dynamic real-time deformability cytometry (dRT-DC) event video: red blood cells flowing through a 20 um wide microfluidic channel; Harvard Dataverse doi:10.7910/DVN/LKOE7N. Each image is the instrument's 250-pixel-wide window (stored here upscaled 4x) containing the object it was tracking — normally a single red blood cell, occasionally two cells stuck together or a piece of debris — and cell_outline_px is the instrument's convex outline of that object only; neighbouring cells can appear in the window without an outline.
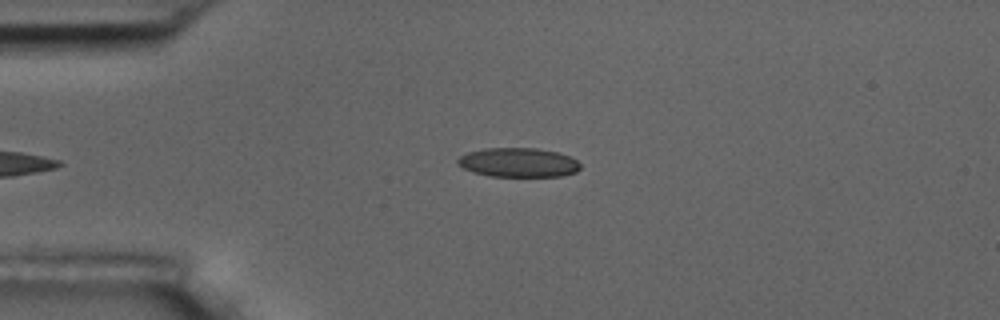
{"species": "common noctule bat (a hibernating species)", "species_latin": "Nyctalus noctula", "temperature_condition": "room temperature", "stored_images_in_passage": 5, "camera_frame_rate_fps": 3000, "um_per_image_px": 0.085, "animal": {"sex": "male", "body_mass_g": 17.5, "forearm_length_mm": 52.3}, "frame": {"image": 1, "passage_image": 5, "time_ms": 4.667, "image_size_px": [1000, 320], "cell_outline_px": [[580, 168], [576, 172], [564, 176], [488, 176], [472, 172], [456, 164], [456, 160], [460, 156], [468, 152], [484, 148], [536, 148], [556, 152], [568, 156], [576, 160], [580, 164]], "centroid_in_image_um": [44.03, 13.81], "position_along_channel_um": 41.0, "area_um2": 20.92}}